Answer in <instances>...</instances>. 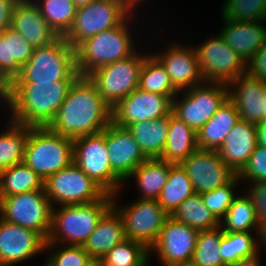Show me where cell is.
Returning <instances> with one entry per match:
<instances>
[{
	"mask_svg": "<svg viewBox=\"0 0 266 266\" xmlns=\"http://www.w3.org/2000/svg\"><path fill=\"white\" fill-rule=\"evenodd\" d=\"M18 0H0V33L11 27L13 9Z\"/></svg>",
	"mask_w": 266,
	"mask_h": 266,
	"instance_id": "48",
	"label": "cell"
},
{
	"mask_svg": "<svg viewBox=\"0 0 266 266\" xmlns=\"http://www.w3.org/2000/svg\"><path fill=\"white\" fill-rule=\"evenodd\" d=\"M181 94L178 92L172 100V113L197 132L228 99V85L204 82Z\"/></svg>",
	"mask_w": 266,
	"mask_h": 266,
	"instance_id": "11",
	"label": "cell"
},
{
	"mask_svg": "<svg viewBox=\"0 0 266 266\" xmlns=\"http://www.w3.org/2000/svg\"><path fill=\"white\" fill-rule=\"evenodd\" d=\"M52 205L45 190L0 197V218L38 232L47 240L51 229Z\"/></svg>",
	"mask_w": 266,
	"mask_h": 266,
	"instance_id": "9",
	"label": "cell"
},
{
	"mask_svg": "<svg viewBox=\"0 0 266 266\" xmlns=\"http://www.w3.org/2000/svg\"><path fill=\"white\" fill-rule=\"evenodd\" d=\"M44 190L52 207L88 204L106 192L74 162L44 180Z\"/></svg>",
	"mask_w": 266,
	"mask_h": 266,
	"instance_id": "12",
	"label": "cell"
},
{
	"mask_svg": "<svg viewBox=\"0 0 266 266\" xmlns=\"http://www.w3.org/2000/svg\"><path fill=\"white\" fill-rule=\"evenodd\" d=\"M112 122V107L88 76H78L48 126L67 138L96 135Z\"/></svg>",
	"mask_w": 266,
	"mask_h": 266,
	"instance_id": "1",
	"label": "cell"
},
{
	"mask_svg": "<svg viewBox=\"0 0 266 266\" xmlns=\"http://www.w3.org/2000/svg\"><path fill=\"white\" fill-rule=\"evenodd\" d=\"M78 76L75 48L60 36L50 45L33 49L29 61L11 83L74 81Z\"/></svg>",
	"mask_w": 266,
	"mask_h": 266,
	"instance_id": "5",
	"label": "cell"
},
{
	"mask_svg": "<svg viewBox=\"0 0 266 266\" xmlns=\"http://www.w3.org/2000/svg\"><path fill=\"white\" fill-rule=\"evenodd\" d=\"M74 163L106 193L118 194L123 181L112 171L105 145V129L96 135L73 139Z\"/></svg>",
	"mask_w": 266,
	"mask_h": 266,
	"instance_id": "13",
	"label": "cell"
},
{
	"mask_svg": "<svg viewBox=\"0 0 266 266\" xmlns=\"http://www.w3.org/2000/svg\"><path fill=\"white\" fill-rule=\"evenodd\" d=\"M239 120L236 105L228 98L211 119L197 131L198 149L217 151Z\"/></svg>",
	"mask_w": 266,
	"mask_h": 266,
	"instance_id": "26",
	"label": "cell"
},
{
	"mask_svg": "<svg viewBox=\"0 0 266 266\" xmlns=\"http://www.w3.org/2000/svg\"><path fill=\"white\" fill-rule=\"evenodd\" d=\"M173 266H197V265H194L192 262H188V263L176 264V265H173Z\"/></svg>",
	"mask_w": 266,
	"mask_h": 266,
	"instance_id": "54",
	"label": "cell"
},
{
	"mask_svg": "<svg viewBox=\"0 0 266 266\" xmlns=\"http://www.w3.org/2000/svg\"><path fill=\"white\" fill-rule=\"evenodd\" d=\"M194 193L192 182L187 176L186 170L181 164H173L170 167L168 181L163 186L157 200L171 216L179 205Z\"/></svg>",
	"mask_w": 266,
	"mask_h": 266,
	"instance_id": "33",
	"label": "cell"
},
{
	"mask_svg": "<svg viewBox=\"0 0 266 266\" xmlns=\"http://www.w3.org/2000/svg\"><path fill=\"white\" fill-rule=\"evenodd\" d=\"M43 189L44 179L23 162L0 171V197Z\"/></svg>",
	"mask_w": 266,
	"mask_h": 266,
	"instance_id": "31",
	"label": "cell"
},
{
	"mask_svg": "<svg viewBox=\"0 0 266 266\" xmlns=\"http://www.w3.org/2000/svg\"><path fill=\"white\" fill-rule=\"evenodd\" d=\"M148 55L138 50L126 59L100 66L87 75L112 109L138 88L140 71Z\"/></svg>",
	"mask_w": 266,
	"mask_h": 266,
	"instance_id": "8",
	"label": "cell"
},
{
	"mask_svg": "<svg viewBox=\"0 0 266 266\" xmlns=\"http://www.w3.org/2000/svg\"><path fill=\"white\" fill-rule=\"evenodd\" d=\"M46 240L36 231L0 218V266H15L45 251Z\"/></svg>",
	"mask_w": 266,
	"mask_h": 266,
	"instance_id": "19",
	"label": "cell"
},
{
	"mask_svg": "<svg viewBox=\"0 0 266 266\" xmlns=\"http://www.w3.org/2000/svg\"><path fill=\"white\" fill-rule=\"evenodd\" d=\"M251 233V231L223 232L219 254L226 266L235 264L242 259L252 258L259 254L262 248L260 246L265 247L266 235L253 236Z\"/></svg>",
	"mask_w": 266,
	"mask_h": 266,
	"instance_id": "29",
	"label": "cell"
},
{
	"mask_svg": "<svg viewBox=\"0 0 266 266\" xmlns=\"http://www.w3.org/2000/svg\"><path fill=\"white\" fill-rule=\"evenodd\" d=\"M256 125L257 144L266 147V121L259 122Z\"/></svg>",
	"mask_w": 266,
	"mask_h": 266,
	"instance_id": "49",
	"label": "cell"
},
{
	"mask_svg": "<svg viewBox=\"0 0 266 266\" xmlns=\"http://www.w3.org/2000/svg\"><path fill=\"white\" fill-rule=\"evenodd\" d=\"M138 88L164 96H176L178 93L170 81L167 70L152 53H149L144 59L140 71Z\"/></svg>",
	"mask_w": 266,
	"mask_h": 266,
	"instance_id": "36",
	"label": "cell"
},
{
	"mask_svg": "<svg viewBox=\"0 0 266 266\" xmlns=\"http://www.w3.org/2000/svg\"><path fill=\"white\" fill-rule=\"evenodd\" d=\"M172 165L161 158H148L132 172L128 179L135 177L142 194L140 199L159 198L163 186L168 181Z\"/></svg>",
	"mask_w": 266,
	"mask_h": 266,
	"instance_id": "30",
	"label": "cell"
},
{
	"mask_svg": "<svg viewBox=\"0 0 266 266\" xmlns=\"http://www.w3.org/2000/svg\"><path fill=\"white\" fill-rule=\"evenodd\" d=\"M134 14L132 12L120 25L89 37L75 47V65L80 76H87L100 66L126 59L137 51L128 27L130 21L133 25Z\"/></svg>",
	"mask_w": 266,
	"mask_h": 266,
	"instance_id": "3",
	"label": "cell"
},
{
	"mask_svg": "<svg viewBox=\"0 0 266 266\" xmlns=\"http://www.w3.org/2000/svg\"><path fill=\"white\" fill-rule=\"evenodd\" d=\"M112 206L113 196L106 193L92 203L53 207L46 243L83 246L99 220Z\"/></svg>",
	"mask_w": 266,
	"mask_h": 266,
	"instance_id": "4",
	"label": "cell"
},
{
	"mask_svg": "<svg viewBox=\"0 0 266 266\" xmlns=\"http://www.w3.org/2000/svg\"><path fill=\"white\" fill-rule=\"evenodd\" d=\"M239 183L240 179L237 175L230 183L212 191L200 194L203 203L218 221L224 217L229 207L232 205V202L237 195L234 189H236L235 187Z\"/></svg>",
	"mask_w": 266,
	"mask_h": 266,
	"instance_id": "42",
	"label": "cell"
},
{
	"mask_svg": "<svg viewBox=\"0 0 266 266\" xmlns=\"http://www.w3.org/2000/svg\"><path fill=\"white\" fill-rule=\"evenodd\" d=\"M152 55L167 70L170 81L178 92L204 83L194 46L174 42L165 51L154 52Z\"/></svg>",
	"mask_w": 266,
	"mask_h": 266,
	"instance_id": "18",
	"label": "cell"
},
{
	"mask_svg": "<svg viewBox=\"0 0 266 266\" xmlns=\"http://www.w3.org/2000/svg\"><path fill=\"white\" fill-rule=\"evenodd\" d=\"M105 145L112 171L124 182L148 158L132 133L113 121L105 128Z\"/></svg>",
	"mask_w": 266,
	"mask_h": 266,
	"instance_id": "20",
	"label": "cell"
},
{
	"mask_svg": "<svg viewBox=\"0 0 266 266\" xmlns=\"http://www.w3.org/2000/svg\"><path fill=\"white\" fill-rule=\"evenodd\" d=\"M149 256V250L141 243L125 239L115 245L100 262L103 266H139Z\"/></svg>",
	"mask_w": 266,
	"mask_h": 266,
	"instance_id": "39",
	"label": "cell"
},
{
	"mask_svg": "<svg viewBox=\"0 0 266 266\" xmlns=\"http://www.w3.org/2000/svg\"><path fill=\"white\" fill-rule=\"evenodd\" d=\"M249 186L246 196L255 208L259 228L266 235V181L250 182Z\"/></svg>",
	"mask_w": 266,
	"mask_h": 266,
	"instance_id": "45",
	"label": "cell"
},
{
	"mask_svg": "<svg viewBox=\"0 0 266 266\" xmlns=\"http://www.w3.org/2000/svg\"><path fill=\"white\" fill-rule=\"evenodd\" d=\"M113 207L121 215L127 239L141 243L146 249L155 245L161 228L169 214L157 199H140L129 205L118 204L117 194H113Z\"/></svg>",
	"mask_w": 266,
	"mask_h": 266,
	"instance_id": "10",
	"label": "cell"
},
{
	"mask_svg": "<svg viewBox=\"0 0 266 266\" xmlns=\"http://www.w3.org/2000/svg\"><path fill=\"white\" fill-rule=\"evenodd\" d=\"M259 257L260 253L252 258L239 260L237 263L229 266H261Z\"/></svg>",
	"mask_w": 266,
	"mask_h": 266,
	"instance_id": "50",
	"label": "cell"
},
{
	"mask_svg": "<svg viewBox=\"0 0 266 266\" xmlns=\"http://www.w3.org/2000/svg\"><path fill=\"white\" fill-rule=\"evenodd\" d=\"M266 98V94H265ZM264 121H266V100H265V106H264Z\"/></svg>",
	"mask_w": 266,
	"mask_h": 266,
	"instance_id": "56",
	"label": "cell"
},
{
	"mask_svg": "<svg viewBox=\"0 0 266 266\" xmlns=\"http://www.w3.org/2000/svg\"><path fill=\"white\" fill-rule=\"evenodd\" d=\"M170 114L152 121H139L127 129L147 158H160L169 133Z\"/></svg>",
	"mask_w": 266,
	"mask_h": 266,
	"instance_id": "28",
	"label": "cell"
},
{
	"mask_svg": "<svg viewBox=\"0 0 266 266\" xmlns=\"http://www.w3.org/2000/svg\"><path fill=\"white\" fill-rule=\"evenodd\" d=\"M194 48L204 82L228 85L246 73L245 62L220 34L211 36L199 46L194 45Z\"/></svg>",
	"mask_w": 266,
	"mask_h": 266,
	"instance_id": "14",
	"label": "cell"
},
{
	"mask_svg": "<svg viewBox=\"0 0 266 266\" xmlns=\"http://www.w3.org/2000/svg\"><path fill=\"white\" fill-rule=\"evenodd\" d=\"M222 19L228 21H266V0H225Z\"/></svg>",
	"mask_w": 266,
	"mask_h": 266,
	"instance_id": "40",
	"label": "cell"
},
{
	"mask_svg": "<svg viewBox=\"0 0 266 266\" xmlns=\"http://www.w3.org/2000/svg\"><path fill=\"white\" fill-rule=\"evenodd\" d=\"M266 82L242 74L228 84V98L236 105L239 118L257 124L264 122Z\"/></svg>",
	"mask_w": 266,
	"mask_h": 266,
	"instance_id": "22",
	"label": "cell"
},
{
	"mask_svg": "<svg viewBox=\"0 0 266 266\" xmlns=\"http://www.w3.org/2000/svg\"><path fill=\"white\" fill-rule=\"evenodd\" d=\"M74 81L10 83L0 101L11 110L10 120L30 127H46L54 120Z\"/></svg>",
	"mask_w": 266,
	"mask_h": 266,
	"instance_id": "2",
	"label": "cell"
},
{
	"mask_svg": "<svg viewBox=\"0 0 266 266\" xmlns=\"http://www.w3.org/2000/svg\"><path fill=\"white\" fill-rule=\"evenodd\" d=\"M199 231L169 216L161 228L154 252L162 266H173L192 261ZM153 252V253H152Z\"/></svg>",
	"mask_w": 266,
	"mask_h": 266,
	"instance_id": "15",
	"label": "cell"
},
{
	"mask_svg": "<svg viewBox=\"0 0 266 266\" xmlns=\"http://www.w3.org/2000/svg\"><path fill=\"white\" fill-rule=\"evenodd\" d=\"M257 146L256 125L239 120L217 150L222 160L238 175Z\"/></svg>",
	"mask_w": 266,
	"mask_h": 266,
	"instance_id": "24",
	"label": "cell"
},
{
	"mask_svg": "<svg viewBox=\"0 0 266 266\" xmlns=\"http://www.w3.org/2000/svg\"><path fill=\"white\" fill-rule=\"evenodd\" d=\"M11 28L20 33L33 49L50 45L60 37L46 22L33 0L16 2Z\"/></svg>",
	"mask_w": 266,
	"mask_h": 266,
	"instance_id": "21",
	"label": "cell"
},
{
	"mask_svg": "<svg viewBox=\"0 0 266 266\" xmlns=\"http://www.w3.org/2000/svg\"><path fill=\"white\" fill-rule=\"evenodd\" d=\"M222 21L224 26L218 34L247 64L266 41V21Z\"/></svg>",
	"mask_w": 266,
	"mask_h": 266,
	"instance_id": "23",
	"label": "cell"
},
{
	"mask_svg": "<svg viewBox=\"0 0 266 266\" xmlns=\"http://www.w3.org/2000/svg\"><path fill=\"white\" fill-rule=\"evenodd\" d=\"M125 239L124 222L112 206L99 220L82 247L93 260L100 261L115 245Z\"/></svg>",
	"mask_w": 266,
	"mask_h": 266,
	"instance_id": "25",
	"label": "cell"
},
{
	"mask_svg": "<svg viewBox=\"0 0 266 266\" xmlns=\"http://www.w3.org/2000/svg\"><path fill=\"white\" fill-rule=\"evenodd\" d=\"M238 177L240 181H266V147L257 144Z\"/></svg>",
	"mask_w": 266,
	"mask_h": 266,
	"instance_id": "44",
	"label": "cell"
},
{
	"mask_svg": "<svg viewBox=\"0 0 266 266\" xmlns=\"http://www.w3.org/2000/svg\"><path fill=\"white\" fill-rule=\"evenodd\" d=\"M73 139L48 126L30 127L23 163L44 180L74 162Z\"/></svg>",
	"mask_w": 266,
	"mask_h": 266,
	"instance_id": "6",
	"label": "cell"
},
{
	"mask_svg": "<svg viewBox=\"0 0 266 266\" xmlns=\"http://www.w3.org/2000/svg\"><path fill=\"white\" fill-rule=\"evenodd\" d=\"M2 34L10 39L11 49V82L20 73L21 66L32 56L33 48L23 36L13 28H7Z\"/></svg>",
	"mask_w": 266,
	"mask_h": 266,
	"instance_id": "43",
	"label": "cell"
},
{
	"mask_svg": "<svg viewBox=\"0 0 266 266\" xmlns=\"http://www.w3.org/2000/svg\"><path fill=\"white\" fill-rule=\"evenodd\" d=\"M11 83L10 39L0 33V92Z\"/></svg>",
	"mask_w": 266,
	"mask_h": 266,
	"instance_id": "46",
	"label": "cell"
},
{
	"mask_svg": "<svg viewBox=\"0 0 266 266\" xmlns=\"http://www.w3.org/2000/svg\"><path fill=\"white\" fill-rule=\"evenodd\" d=\"M219 227L223 232H249L253 229L251 231H256L255 235H265L259 228L255 208L245 193L234 198L232 205L219 221Z\"/></svg>",
	"mask_w": 266,
	"mask_h": 266,
	"instance_id": "32",
	"label": "cell"
},
{
	"mask_svg": "<svg viewBox=\"0 0 266 266\" xmlns=\"http://www.w3.org/2000/svg\"><path fill=\"white\" fill-rule=\"evenodd\" d=\"M150 255L139 265V266H149Z\"/></svg>",
	"mask_w": 266,
	"mask_h": 266,
	"instance_id": "53",
	"label": "cell"
},
{
	"mask_svg": "<svg viewBox=\"0 0 266 266\" xmlns=\"http://www.w3.org/2000/svg\"><path fill=\"white\" fill-rule=\"evenodd\" d=\"M197 149V132L171 112L169 133L160 158L172 164H181Z\"/></svg>",
	"mask_w": 266,
	"mask_h": 266,
	"instance_id": "27",
	"label": "cell"
},
{
	"mask_svg": "<svg viewBox=\"0 0 266 266\" xmlns=\"http://www.w3.org/2000/svg\"><path fill=\"white\" fill-rule=\"evenodd\" d=\"M77 8L83 7L88 5L89 3L93 2L94 0H72Z\"/></svg>",
	"mask_w": 266,
	"mask_h": 266,
	"instance_id": "51",
	"label": "cell"
},
{
	"mask_svg": "<svg viewBox=\"0 0 266 266\" xmlns=\"http://www.w3.org/2000/svg\"><path fill=\"white\" fill-rule=\"evenodd\" d=\"M171 217L198 231L219 227V221L205 206L198 193H194L181 203Z\"/></svg>",
	"mask_w": 266,
	"mask_h": 266,
	"instance_id": "35",
	"label": "cell"
},
{
	"mask_svg": "<svg viewBox=\"0 0 266 266\" xmlns=\"http://www.w3.org/2000/svg\"><path fill=\"white\" fill-rule=\"evenodd\" d=\"M7 131L0 134V171L22 163L29 137V126L10 120Z\"/></svg>",
	"mask_w": 266,
	"mask_h": 266,
	"instance_id": "34",
	"label": "cell"
},
{
	"mask_svg": "<svg viewBox=\"0 0 266 266\" xmlns=\"http://www.w3.org/2000/svg\"><path fill=\"white\" fill-rule=\"evenodd\" d=\"M175 96H164L137 88L112 109V121L127 128L139 121H152L172 112Z\"/></svg>",
	"mask_w": 266,
	"mask_h": 266,
	"instance_id": "17",
	"label": "cell"
},
{
	"mask_svg": "<svg viewBox=\"0 0 266 266\" xmlns=\"http://www.w3.org/2000/svg\"><path fill=\"white\" fill-rule=\"evenodd\" d=\"M144 2V0H129V3L131 4V6L135 9V8H138V5L141 3V2ZM146 1V0H145Z\"/></svg>",
	"mask_w": 266,
	"mask_h": 266,
	"instance_id": "52",
	"label": "cell"
},
{
	"mask_svg": "<svg viewBox=\"0 0 266 266\" xmlns=\"http://www.w3.org/2000/svg\"><path fill=\"white\" fill-rule=\"evenodd\" d=\"M223 230L220 227L199 231L192 263L197 266H226L220 256V240Z\"/></svg>",
	"mask_w": 266,
	"mask_h": 266,
	"instance_id": "38",
	"label": "cell"
},
{
	"mask_svg": "<svg viewBox=\"0 0 266 266\" xmlns=\"http://www.w3.org/2000/svg\"><path fill=\"white\" fill-rule=\"evenodd\" d=\"M129 0H94L77 8L73 25L63 36L75 48L83 40L120 25L132 12Z\"/></svg>",
	"mask_w": 266,
	"mask_h": 266,
	"instance_id": "7",
	"label": "cell"
},
{
	"mask_svg": "<svg viewBox=\"0 0 266 266\" xmlns=\"http://www.w3.org/2000/svg\"><path fill=\"white\" fill-rule=\"evenodd\" d=\"M181 165L198 194L222 187L237 176L216 150L197 149Z\"/></svg>",
	"mask_w": 266,
	"mask_h": 266,
	"instance_id": "16",
	"label": "cell"
},
{
	"mask_svg": "<svg viewBox=\"0 0 266 266\" xmlns=\"http://www.w3.org/2000/svg\"><path fill=\"white\" fill-rule=\"evenodd\" d=\"M46 22L59 36H64L73 25L77 7L72 0H33Z\"/></svg>",
	"mask_w": 266,
	"mask_h": 266,
	"instance_id": "37",
	"label": "cell"
},
{
	"mask_svg": "<svg viewBox=\"0 0 266 266\" xmlns=\"http://www.w3.org/2000/svg\"><path fill=\"white\" fill-rule=\"evenodd\" d=\"M47 250L50 253L48 254L49 258L44 263L45 266H88L93 262V259L82 246L63 244L57 246L56 243H46L45 251L47 252Z\"/></svg>",
	"mask_w": 266,
	"mask_h": 266,
	"instance_id": "41",
	"label": "cell"
},
{
	"mask_svg": "<svg viewBox=\"0 0 266 266\" xmlns=\"http://www.w3.org/2000/svg\"><path fill=\"white\" fill-rule=\"evenodd\" d=\"M246 73L253 78L266 82V41L246 64Z\"/></svg>",
	"mask_w": 266,
	"mask_h": 266,
	"instance_id": "47",
	"label": "cell"
},
{
	"mask_svg": "<svg viewBox=\"0 0 266 266\" xmlns=\"http://www.w3.org/2000/svg\"><path fill=\"white\" fill-rule=\"evenodd\" d=\"M88 266H103L100 261L93 260V262Z\"/></svg>",
	"mask_w": 266,
	"mask_h": 266,
	"instance_id": "55",
	"label": "cell"
}]
</instances>
